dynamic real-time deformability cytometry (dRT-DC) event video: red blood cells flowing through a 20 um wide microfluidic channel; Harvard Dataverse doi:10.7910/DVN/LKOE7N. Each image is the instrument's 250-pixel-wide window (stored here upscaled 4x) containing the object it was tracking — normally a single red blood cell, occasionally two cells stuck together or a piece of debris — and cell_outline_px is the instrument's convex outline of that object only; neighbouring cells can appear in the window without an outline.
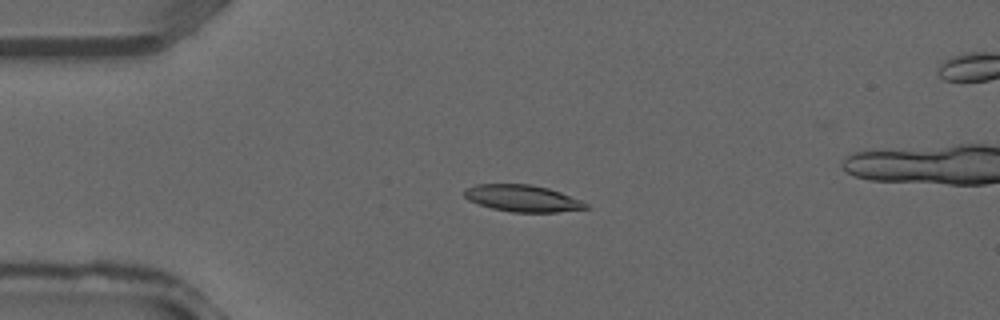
{"species": "common noctule bat (a hibernating species)", "species_latin": "Nyctalus noctula", "temperature_condition": "warm", "stored_images_in_passage": 34, "camera_frame_rate_fps": 3000, "um_per_image_px": 0.085, "animal": {"sex": "male", "forearm_length_mm": 52.5}, "frame": {"image": 1, "passage_image": 7, "time_ms": 2.0, "image_size_px": [1000, 320], "cell_outline_px": [[588, 208], [556, 212], [512, 212], [492, 208], [468, 200], [464, 196], [464, 188], [476, 184], [532, 184], [548, 188], [560, 192], [580, 200], [588, 204]], "centroid_in_image_um": [44.38, 16.85], "position_along_channel_um": 40.6, "area_um2": 18.84}}
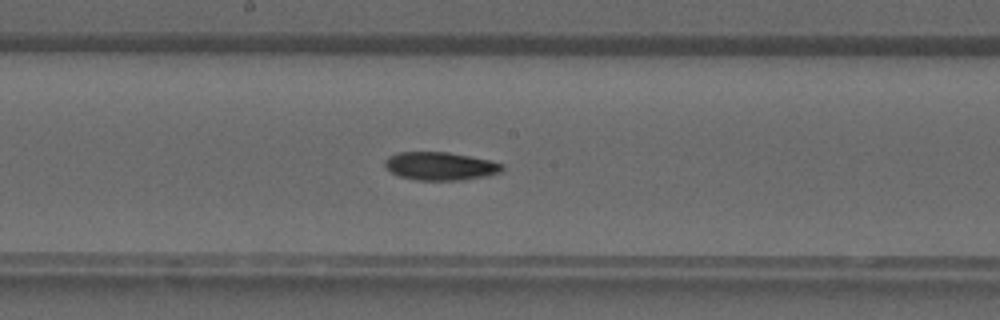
{"frame": {"image": 2, "passage_image": 18, "time_ms": 5.667, "image_size_px": [1000, 320], "cell_outline_px": [[504, 168], [500, 172], [488, 176], [464, 180], [416, 180], [400, 176], [384, 168], [384, 160], [388, 156], [396, 152], [448, 152], [488, 160], [504, 164]], "centroid_in_image_um": [37.4, 14.12], "position_along_channel_um": 210.8, "area_um2": 19.36}}
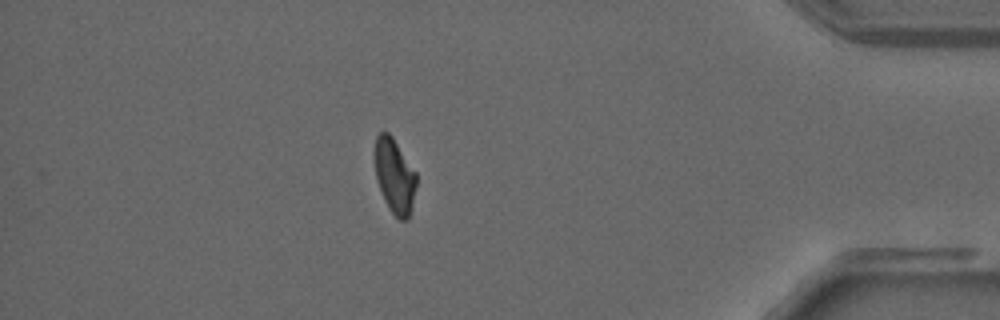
{"frame": {"image": 3, "passage_image": 31, "time_ms": 10.0, "image_size_px": [1000, 320], "cell_outline_px": [[416, 184], [412, 204], [408, 220], [400, 220], [388, 208], [384, 200], [376, 180], [372, 152], [376, 136], [380, 132], [388, 132], [392, 136], [416, 172]], "centroid_in_image_um": [33.49, 14.92], "position_along_channel_um": 401.7, "area_um2": 18.44}}